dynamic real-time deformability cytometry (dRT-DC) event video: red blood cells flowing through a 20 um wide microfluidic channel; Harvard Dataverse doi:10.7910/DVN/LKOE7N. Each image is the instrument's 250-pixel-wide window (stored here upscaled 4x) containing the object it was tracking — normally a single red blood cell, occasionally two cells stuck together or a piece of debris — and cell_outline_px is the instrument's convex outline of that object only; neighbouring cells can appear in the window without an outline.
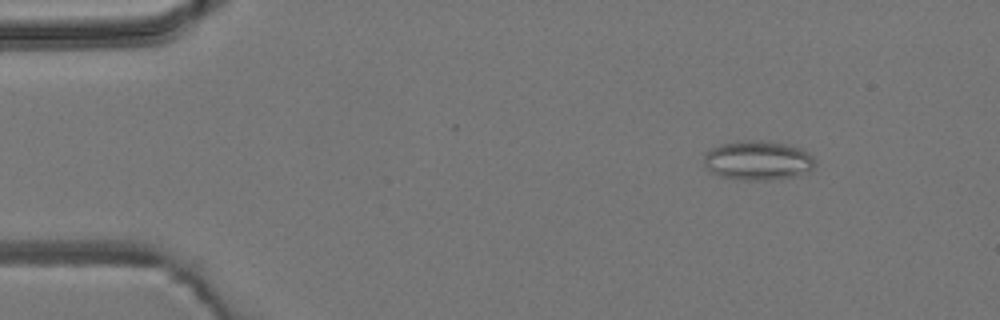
{"species": "common noctule bat (a hibernating species)", "species_latin": "Nyctalus noctula", "temperature_condition": "room temperature", "stored_images_in_passage": 3, "camera_frame_rate_fps": 3000, "um_per_image_px": 0.085, "animal": {"sex": "male", "body_mass_g": 19.2, "forearm_length_mm": 51.8}, "frame": {"image": 1, "passage_image": 1, "time_ms": 0.0, "image_size_px": [1000, 320], "cell_outline_px": [[816, 160], [812, 168], [808, 172], [800, 176], [768, 180], [740, 180], [720, 176], [708, 172], [704, 164], [704, 156], [712, 148], [720, 144], [744, 140], [768, 140], [788, 144], [800, 148], [808, 152]], "centroid_in_image_um": [64.43, 13.64], "position_along_channel_um": 20.6, "area_um2": 25.95}}